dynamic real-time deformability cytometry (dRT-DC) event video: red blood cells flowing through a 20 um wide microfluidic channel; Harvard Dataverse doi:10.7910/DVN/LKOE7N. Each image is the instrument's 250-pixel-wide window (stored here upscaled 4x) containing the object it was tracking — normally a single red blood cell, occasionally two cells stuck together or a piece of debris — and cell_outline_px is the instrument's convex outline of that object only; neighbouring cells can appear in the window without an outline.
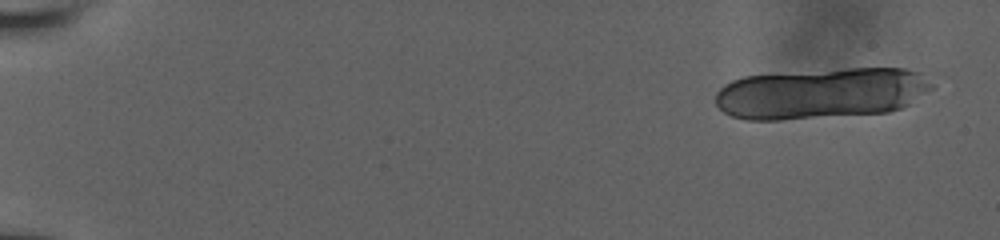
{"species": "human", "species_latin": "Homo sapiens", "temperature_condition": "room temperature", "stored_images_in_passage": 8, "segment_of_instrument_passage": [1, 2], "camera_frame_rate_fps": 3000, "um_per_image_px": 0.085, "donor": {"sex": "male"}, "frame": {"image": 1, "passage_image": 1, "time_ms": 0.0, "image_size_px": [1000, 240], "cell_outline_px": [[936, 80], [932, 88], [908, 104], [900, 108], [888, 112], [780, 120], [744, 120], [732, 116], [724, 112], [716, 104], [716, 92], [724, 84], [732, 80], [744, 76], [844, 68], [904, 68], [920, 72]], "centroid_in_image_um": [69.83, 7.92], "position_along_channel_um": 15.2, "area_um2": 64.56}}